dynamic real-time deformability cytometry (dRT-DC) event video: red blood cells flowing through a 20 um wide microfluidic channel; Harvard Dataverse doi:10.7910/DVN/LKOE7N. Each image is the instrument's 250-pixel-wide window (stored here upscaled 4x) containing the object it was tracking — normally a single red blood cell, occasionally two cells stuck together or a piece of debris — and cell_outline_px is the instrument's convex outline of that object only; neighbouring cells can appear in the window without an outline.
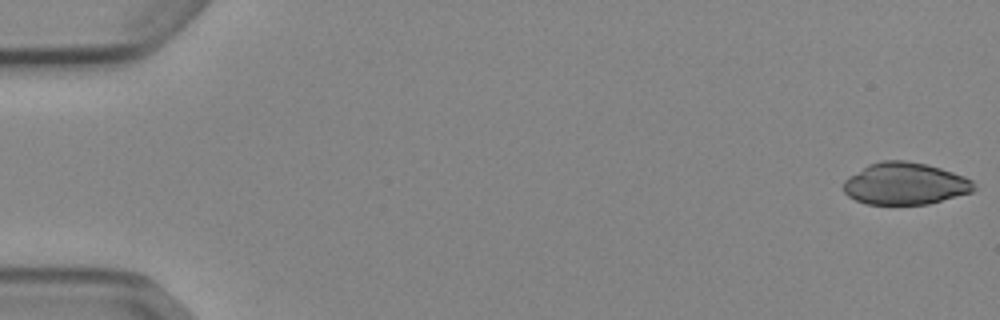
{"species": "Egyptian fruit bat (a non-hibernating species)", "species_latin": "Rousettus aegyptiacus", "temperature_condition": "cold", "stored_images_in_passage": 52, "camera_frame_rate_fps": 3000, "um_per_image_px": 0.085, "animal": {"sex": "female"}, "frame": {"image": 1, "passage_image": 1, "time_ms": 0.0, "image_size_px": [1000, 320], "cell_outline_px": [[976, 188], [972, 192], [928, 204], [868, 204], [856, 200], [848, 196], [844, 192], [844, 180], [848, 176], [868, 164], [880, 160], [904, 160], [928, 164], [964, 176], [972, 180]], "centroid_in_image_um": [76.92, 15.6], "position_along_channel_um": 8.1, "area_um2": 32.02}}
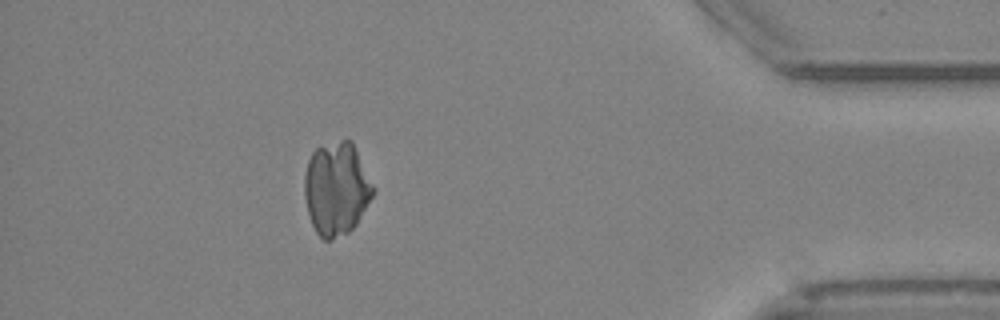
{"frame": {"image": 2, "passage_image": 47, "time_ms": 15.333, "image_size_px": [1000, 320], "cell_outline_px": [[376, 188], [372, 196], [356, 224], [348, 232], [332, 240], [324, 240], [316, 232], [312, 224], [308, 212], [304, 196], [304, 176], [308, 160], [312, 152], [316, 148], [340, 140], [352, 140]], "centroid_in_image_um": [28.6, 16.03], "position_along_channel_um": 406.6, "area_um2": 37.34}}